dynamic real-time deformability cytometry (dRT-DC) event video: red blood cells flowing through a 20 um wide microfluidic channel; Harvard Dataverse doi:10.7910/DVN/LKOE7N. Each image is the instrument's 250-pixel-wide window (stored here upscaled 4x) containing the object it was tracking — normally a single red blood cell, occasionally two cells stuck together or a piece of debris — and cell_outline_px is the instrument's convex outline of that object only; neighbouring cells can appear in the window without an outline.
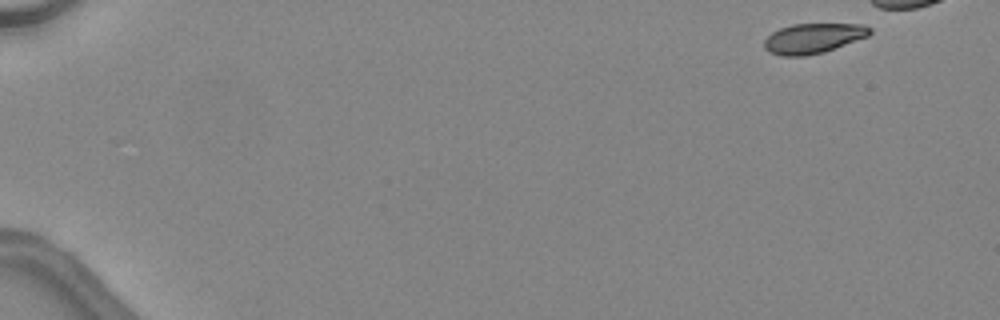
{"species": "common noctule bat (a hibernating species)", "species_latin": "Nyctalus noctula", "temperature_condition": "warm", "stored_images_in_passage": 39, "camera_frame_rate_fps": 3000, "um_per_image_px": 0.085, "animal": {"sex": "female", "body_mass_g": 24.6, "forearm_length_mm": 56.2}, "frame": {"image": 1, "passage_image": 1, "time_ms": 0.0, "image_size_px": [1000, 320], "cell_outline_px": [[872, 32], [868, 36], [824, 52], [804, 56], [780, 56], [768, 52], [764, 48], [764, 40], [772, 32], [780, 28], [792, 24], [864, 24], [872, 28]], "centroid_in_image_um": [69.11, 3.26], "position_along_channel_um": 15.9, "area_um2": 18.55}}
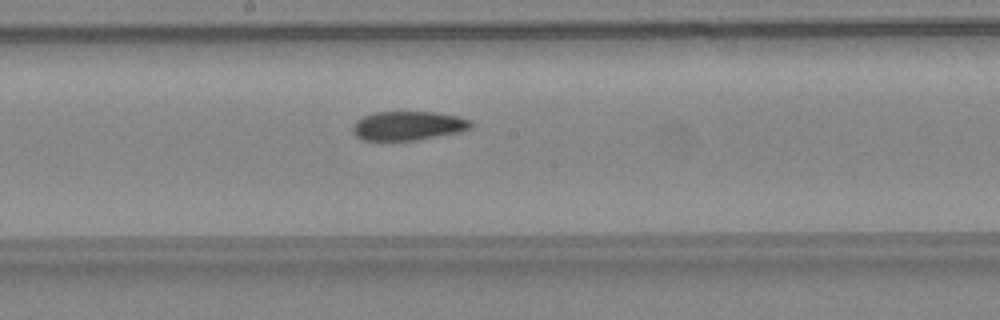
{"frame": {"image": 2, "passage_image": 25, "time_ms": 8.0, "image_size_px": [1000, 320], "cell_outline_px": [[472, 128], [460, 132], [416, 140], [364, 140], [356, 136], [352, 132], [352, 128], [356, 120], [364, 116], [376, 112], [432, 112], [456, 116], [472, 120]], "centroid_in_image_um": [34.69, 10.69], "position_along_channel_um": 213.5, "area_um2": 19.94}}
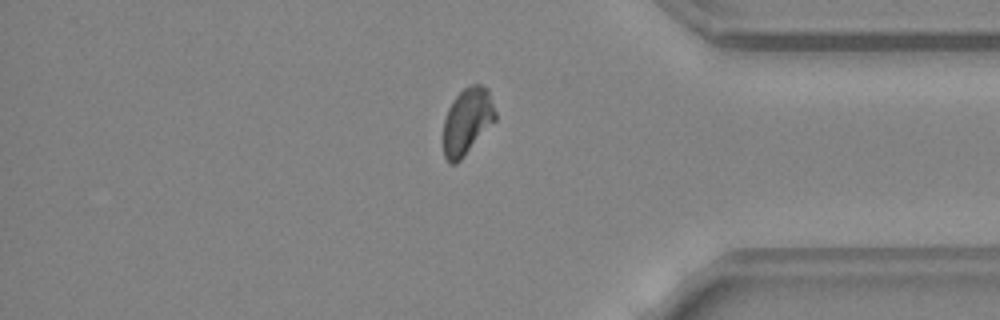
{"frame": {"image": 3, "passage_image": 38, "time_ms": 12.333, "image_size_px": [1000, 320], "cell_outline_px": [[496, 120], [460, 160], [456, 164], [448, 164], [444, 156], [444, 120], [448, 108], [452, 100], [464, 88], [472, 84], [480, 84], [488, 88], [496, 112]], "centroid_in_image_um": [39.71, 10.29], "position_along_channel_um": 395.5, "area_um2": 20.17}}